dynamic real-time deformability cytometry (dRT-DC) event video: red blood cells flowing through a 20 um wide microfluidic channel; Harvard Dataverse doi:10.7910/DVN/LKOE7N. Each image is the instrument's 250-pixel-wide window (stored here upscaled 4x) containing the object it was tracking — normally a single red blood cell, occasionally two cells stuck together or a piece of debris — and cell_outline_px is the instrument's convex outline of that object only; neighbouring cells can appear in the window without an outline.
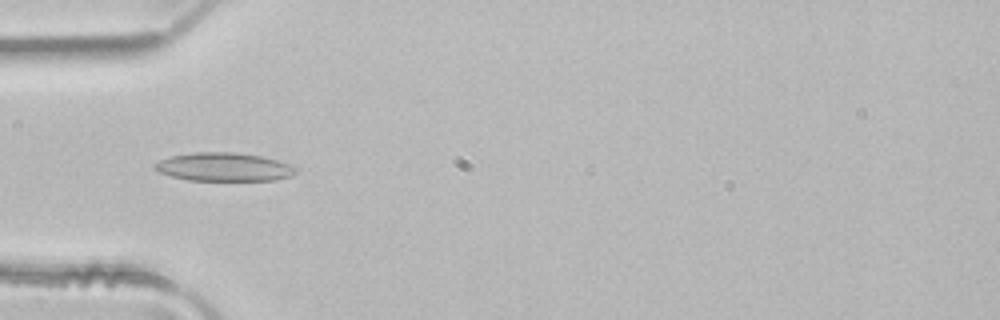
{"species": "common noctule bat (a hibernating species)", "species_latin": "Nyctalus noctula", "temperature_condition": "room temperature", "stored_images_in_passage": 3, "camera_frame_rate_fps": 3000, "um_per_image_px": 0.085, "animal": {"sex": "male", "body_mass_g": 21.5, "forearm_length_mm": 52.0}, "frame": {"image": 1, "passage_image": 3, "time_ms": 0.667, "image_size_px": [1000, 320], "cell_outline_px": [[296, 172], [288, 176], [276, 180], [188, 180], [172, 176], [160, 172], [152, 168], [152, 164], [160, 160], [172, 156], [196, 152], [232, 152], [260, 156], [276, 160], [288, 164], [296, 168]], "centroid_in_image_um": [18.98, 14.19], "position_along_channel_um": 66.0, "area_um2": 23.06}}